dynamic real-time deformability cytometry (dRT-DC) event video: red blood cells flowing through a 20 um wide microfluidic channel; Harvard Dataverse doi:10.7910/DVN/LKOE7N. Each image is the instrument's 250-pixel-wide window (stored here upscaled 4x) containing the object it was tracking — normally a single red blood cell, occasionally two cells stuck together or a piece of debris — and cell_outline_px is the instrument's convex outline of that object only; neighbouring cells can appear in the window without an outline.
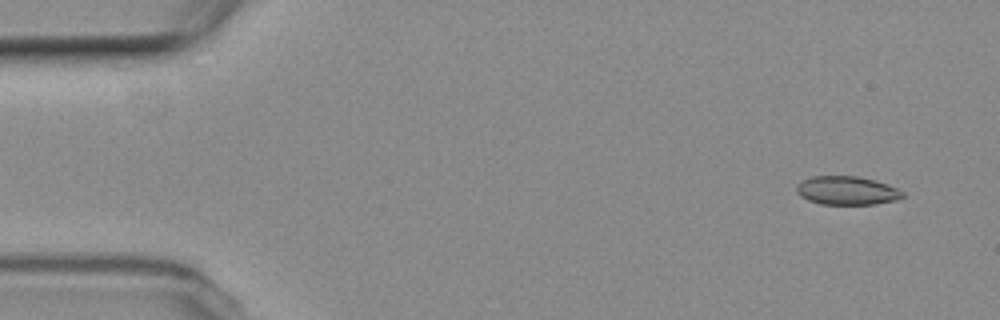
{"species": "common noctule bat (a hibernating species)", "species_latin": "Nyctalus noctula", "temperature_condition": "room temperature", "stored_images_in_passage": 5, "camera_frame_rate_fps": 3000, "um_per_image_px": 0.085, "animal": {"sex": "female", "body_mass_g": 19.3, "forearm_length_mm": 54.1}, "frame": {"image": 1, "passage_image": 1, "time_ms": 0.0, "image_size_px": [1000, 320], "cell_outline_px": [[904, 196], [896, 200], [876, 204], [820, 204], [808, 200], [800, 196], [796, 192], [796, 184], [800, 180], [812, 176], [856, 176], [876, 180], [888, 184], [904, 192]], "centroid_in_image_um": [71.96, 16.19], "position_along_channel_um": 13.0, "area_um2": 17.86}}